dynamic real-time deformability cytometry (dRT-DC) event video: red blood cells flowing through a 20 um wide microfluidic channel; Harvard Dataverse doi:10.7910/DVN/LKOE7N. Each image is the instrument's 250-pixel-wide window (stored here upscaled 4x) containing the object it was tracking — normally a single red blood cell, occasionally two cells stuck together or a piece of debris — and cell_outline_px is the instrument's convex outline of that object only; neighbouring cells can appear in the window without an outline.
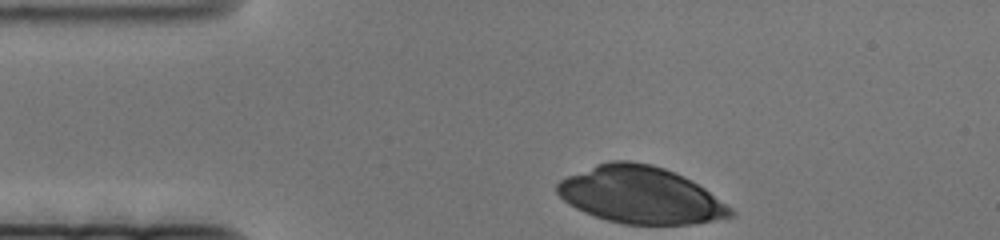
{"species": "human", "species_latin": "Homo sapiens", "temperature_condition": "cold", "stored_images_in_passage": 49, "camera_frame_rate_fps": 3000, "um_per_image_px": 0.085, "donor": {"sex": "female"}, "frame": {"image": 1, "passage_image": 1, "time_ms": 0.0, "image_size_px": [1000, 240], "cell_outline_px": [[736, 216], [692, 224], [624, 224], [608, 220], [584, 212], [568, 204], [556, 192], [556, 184], [560, 180], [568, 176], [596, 164], [608, 160], [632, 160], [652, 164], [676, 172], [692, 180], [704, 188], [732, 208], [736, 212]], "centroid_in_image_um": [54.45, 16.57], "position_along_channel_um": 30.5, "area_um2": 57.63}}